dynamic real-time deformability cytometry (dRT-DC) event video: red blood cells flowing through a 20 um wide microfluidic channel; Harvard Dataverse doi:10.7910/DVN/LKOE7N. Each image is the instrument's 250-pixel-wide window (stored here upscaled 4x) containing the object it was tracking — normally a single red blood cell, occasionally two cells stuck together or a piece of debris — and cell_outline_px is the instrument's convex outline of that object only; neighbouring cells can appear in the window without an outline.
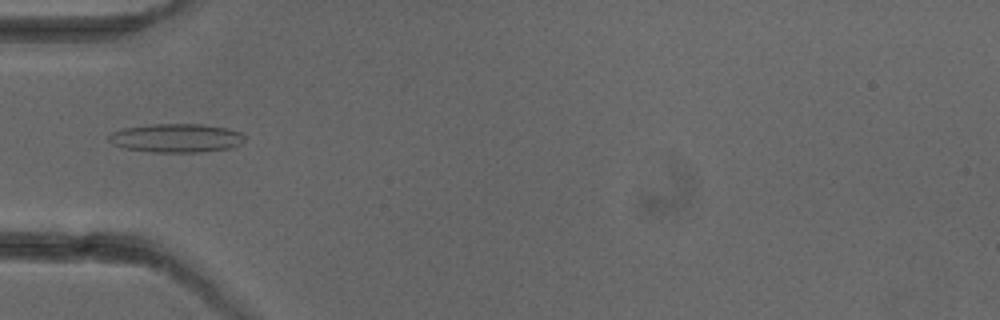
{"species": "common noctule bat (a hibernating species)", "species_latin": "Nyctalus noctula", "temperature_condition": "cold", "stored_images_in_passage": 5, "camera_frame_rate_fps": 3000, "um_per_image_px": 0.085, "animal": {"sex": "female"}, "frame": {"image": 1, "passage_image": 4, "time_ms": 3.667, "image_size_px": [1000, 320], "cell_outline_px": [[244, 140], [240, 144], [228, 148], [200, 152], [152, 152], [124, 148], [112, 144], [108, 140], [108, 136], [112, 132], [124, 128], [152, 124], [204, 124], [228, 128], [240, 132], [244, 136]], "centroid_in_image_um": [14.97, 11.73], "position_along_channel_um": 70.0, "area_um2": 22.72}}
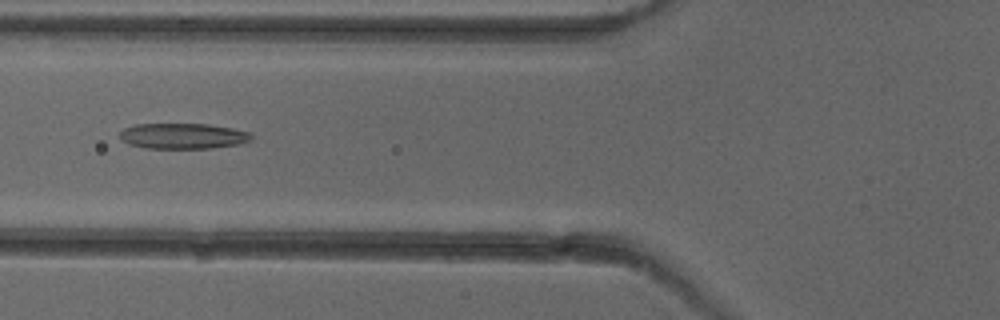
{"frame": {"image": 2, "passage_image": 5, "time_ms": 4.667, "image_size_px": [1000, 320], "cell_outline_px": [[252, 140], [244, 144], [212, 148], [144, 148], [128, 144], [120, 140], [120, 132], [124, 128], [136, 124], [208, 124], [232, 128], [252, 132]], "centroid_in_image_um": [15.59, 11.57], "position_along_channel_um": 110.2, "area_um2": 19.94}}